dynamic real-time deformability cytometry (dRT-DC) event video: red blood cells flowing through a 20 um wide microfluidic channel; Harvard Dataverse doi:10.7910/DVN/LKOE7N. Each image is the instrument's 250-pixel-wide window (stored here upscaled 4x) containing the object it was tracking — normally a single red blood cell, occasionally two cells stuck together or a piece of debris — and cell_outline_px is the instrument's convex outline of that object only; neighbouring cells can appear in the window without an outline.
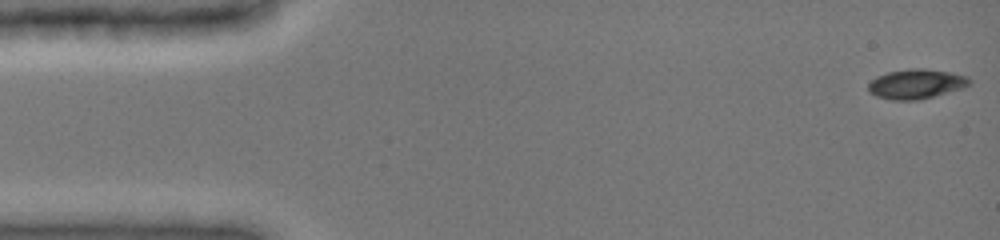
{"species": "common noctule bat (a hibernating species)", "species_latin": "Nyctalus noctula", "temperature_condition": "cold", "stored_images_in_passage": 14, "camera_frame_rate_fps": 3000, "um_per_image_px": 0.085, "animal": {"sex": "female", "body_mass_g": 19.0, "forearm_length_mm": 51.5}, "frame": {"image": 1, "passage_image": 1, "time_ms": 0.0, "image_size_px": [1000, 240], "cell_outline_px": [[972, 84], [964, 88], [916, 100], [892, 100], [876, 96], [868, 92], [868, 84], [876, 76], [888, 72], [912, 68], [924, 68], [952, 72], [968, 76], [972, 80]], "centroid_in_image_um": [77.9, 7.12], "position_along_channel_um": 7.1, "area_um2": 17.63}}
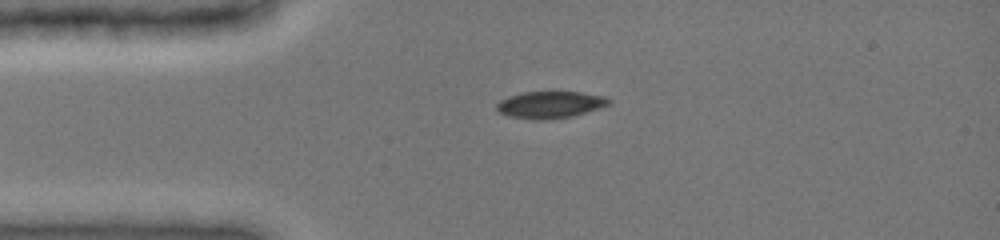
{"frame": {"image": 2, "passage_image": 12, "time_ms": 3.333, "image_size_px": [1000, 240], "cell_outline_px": [[612, 100], [608, 104], [600, 108], [572, 116], [544, 120], [532, 120], [508, 116], [500, 112], [496, 108], [496, 104], [500, 100], [508, 96], [520, 92], [580, 92], [604, 96]], "centroid_in_image_um": [46.73, 8.9], "position_along_channel_um": 38.3, "area_um2": 17.63}}